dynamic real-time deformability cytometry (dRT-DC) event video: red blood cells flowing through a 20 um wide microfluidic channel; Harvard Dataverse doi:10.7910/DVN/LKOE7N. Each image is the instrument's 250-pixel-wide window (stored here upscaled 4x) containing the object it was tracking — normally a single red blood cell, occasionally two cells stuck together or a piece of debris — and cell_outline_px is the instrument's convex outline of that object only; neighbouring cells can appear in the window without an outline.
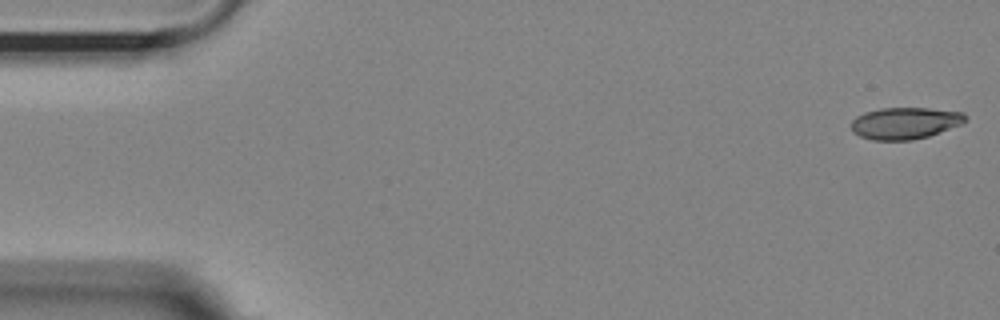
{"species": "Egyptian fruit bat (a non-hibernating species)", "species_latin": "Rousettus aegyptiacus", "temperature_condition": "room temperature", "stored_images_in_passage": 55, "camera_frame_rate_fps": 3000, "um_per_image_px": 0.085, "animal": {"sex": "female"}, "frame": {"image": 1, "passage_image": 1, "time_ms": 0.0, "image_size_px": [1000, 320], "cell_outline_px": [[968, 120], [964, 124], [928, 136], [912, 140], [872, 140], [860, 136], [852, 132], [852, 120], [856, 116], [864, 112], [880, 108], [928, 108], [964, 112], [968, 116]], "centroid_in_image_um": [76.97, 10.46], "position_along_channel_um": 8.0, "area_um2": 21.39}}
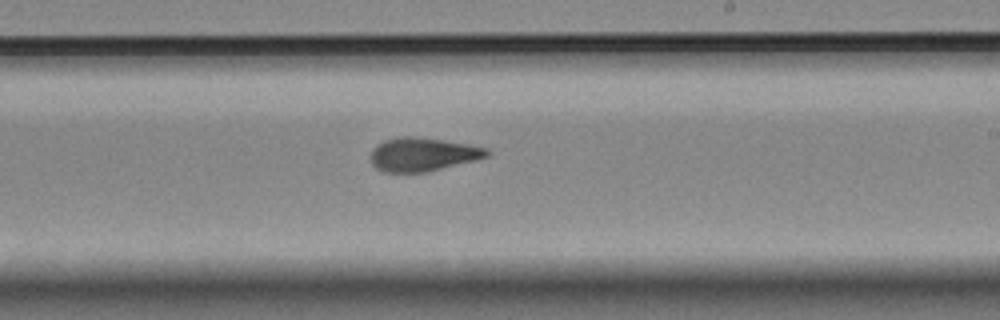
{"frame": {"image": 2, "passage_image": 32, "time_ms": 10.333, "image_size_px": [1000, 320], "cell_outline_px": [[492, 152], [488, 156], [476, 160], [424, 172], [384, 172], [376, 168], [372, 164], [372, 148], [384, 140], [400, 136], [412, 136], [468, 144], [488, 148]], "centroid_in_image_um": [35.94, 13.12], "position_along_channel_um": 253.1, "area_um2": 22.54}}
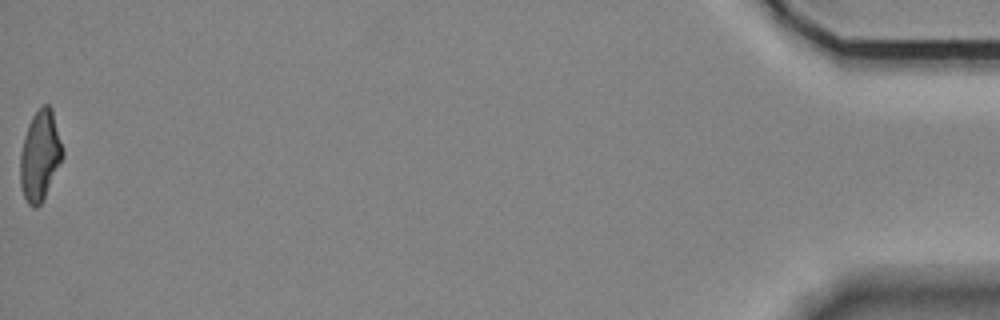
{"frame": {"image": 3, "passage_image": 55, "time_ms": 18.0, "image_size_px": [1000, 320], "cell_outline_px": [[64, 156], [40, 204], [36, 208], [32, 208], [28, 204], [20, 188], [20, 152], [24, 136], [28, 124], [32, 116], [44, 104], [48, 104], [52, 108], [64, 148]], "centroid_in_image_um": [3.4, 13.21], "position_along_channel_um": 431.8, "area_um2": 22.37}, "authors_computed_cell_mechanics": {"area_um2": 22.542, "velocity_mm_per_s": 3.6116, "shape_relaxation_time_tau1_ms": 8.9645, "shape_relaxation_time_tau2_ms": 2.4004, "deformation_change_tau1": 0.2381, "deformation_change_tau2": 0.1063}}